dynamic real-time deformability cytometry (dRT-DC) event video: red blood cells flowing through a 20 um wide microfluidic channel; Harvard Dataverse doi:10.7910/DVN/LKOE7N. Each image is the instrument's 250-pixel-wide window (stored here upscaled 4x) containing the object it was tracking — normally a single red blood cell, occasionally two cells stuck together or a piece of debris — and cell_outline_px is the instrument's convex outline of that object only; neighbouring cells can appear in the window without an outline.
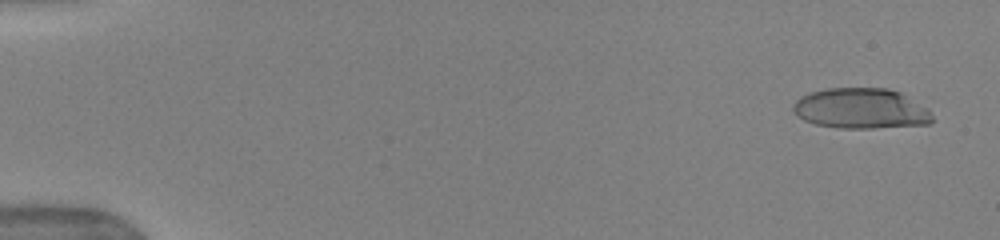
{"species": "human", "species_latin": "Homo sapiens", "temperature_condition": "warm", "stored_images_in_passage": 52, "camera_frame_rate_fps": 3000, "um_per_image_px": 0.085, "donor": {"sex": "female"}, "frame": {"image": 1, "passage_image": 3, "time_ms": 0.667, "image_size_px": [1000, 240], "cell_outline_px": [[932, 120], [928, 124], [872, 128], [836, 128], [816, 124], [804, 120], [796, 116], [792, 112], [792, 104], [800, 96], [808, 92], [828, 88], [888, 88], [900, 92], [928, 108], [932, 116]], "centroid_in_image_um": [73.13, 9.22], "position_along_channel_um": 11.9, "area_um2": 33.06}}
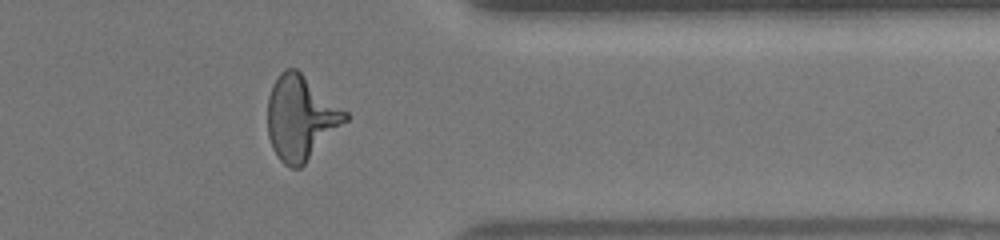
{"frame": {"image": 2, "passage_image": 43, "time_ms": 14.0, "image_size_px": [1000, 240], "cell_outline_px": [[348, 120], [300, 168], [292, 168], [284, 164], [280, 160], [272, 148], [268, 136], [268, 96], [272, 84], [280, 72], [284, 68], [296, 68], [348, 112]], "centroid_in_image_um": [25.55, 10.0], "position_along_channel_um": 385.8, "area_um2": 38.09}}
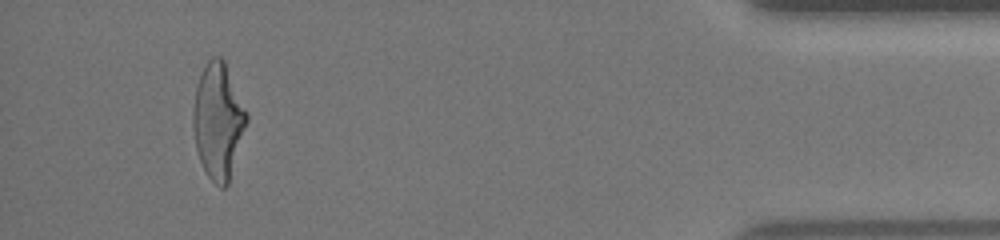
{"frame": {"image": 3, "passage_image": 49, "time_ms": 16.0, "image_size_px": [1000, 240], "cell_outline_px": [[248, 120], [228, 184], [224, 188], [220, 188], [208, 176], [200, 160], [196, 148], [192, 124], [192, 112], [196, 88], [200, 76], [208, 60], [212, 56], [220, 56], [224, 60], [248, 112]], "centroid_in_image_um": [18.55, 10.27], "position_along_channel_um": 416.7, "area_um2": 35.95}, "authors_computed_cell_mechanics": {"area_um2": 36.0094, "velocity_mm_per_s": 3.9836, "shape_relaxation_time_tau1_ms": 3.5932, "shape_relaxation_time_tau2_ms": 0.8822, "deformation_change_tau1": 0.2511, "deformation_change_tau2": 0.1309}}